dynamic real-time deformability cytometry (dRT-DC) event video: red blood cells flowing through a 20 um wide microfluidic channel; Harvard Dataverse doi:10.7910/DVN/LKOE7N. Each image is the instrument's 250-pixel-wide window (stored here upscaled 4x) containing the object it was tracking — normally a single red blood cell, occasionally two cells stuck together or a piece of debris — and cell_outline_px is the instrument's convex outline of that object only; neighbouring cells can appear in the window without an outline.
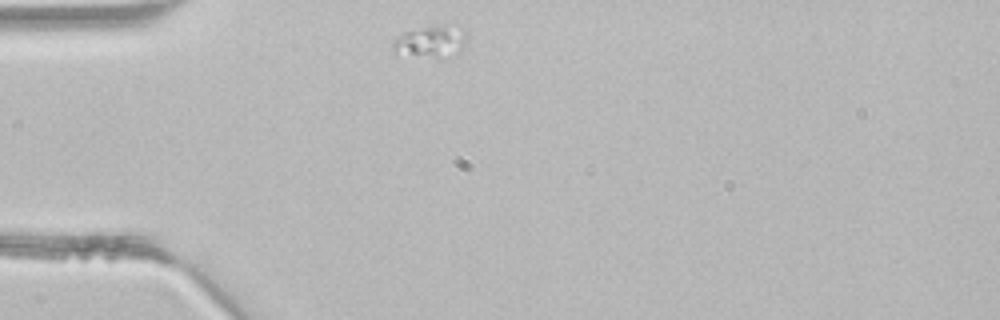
{"species": "common noctule bat (a hibernating species)", "species_latin": "Nyctalus noctula", "temperature_condition": "room temperature", "stored_images_in_passage": 1, "camera_frame_rate_fps": 3000, "um_per_image_px": 0.085, "animal": {"sex": "male", "body_mass_g": 21.5, "forearm_length_mm": 52.0}, "frame": {"image": 1, "passage_image": 1, "time_ms": 0.0, "image_size_px": [1000, 320], "cell_outline_px": [[468, 36], [460, 52], [456, 56], [396, 56], [392, 52], [392, 44], [396, 36], [404, 32], [424, 28], [464, 28]], "centroid_in_image_um": [36.55, 3.6], "position_along_channel_um": 48.4, "area_um2": 13.47}}